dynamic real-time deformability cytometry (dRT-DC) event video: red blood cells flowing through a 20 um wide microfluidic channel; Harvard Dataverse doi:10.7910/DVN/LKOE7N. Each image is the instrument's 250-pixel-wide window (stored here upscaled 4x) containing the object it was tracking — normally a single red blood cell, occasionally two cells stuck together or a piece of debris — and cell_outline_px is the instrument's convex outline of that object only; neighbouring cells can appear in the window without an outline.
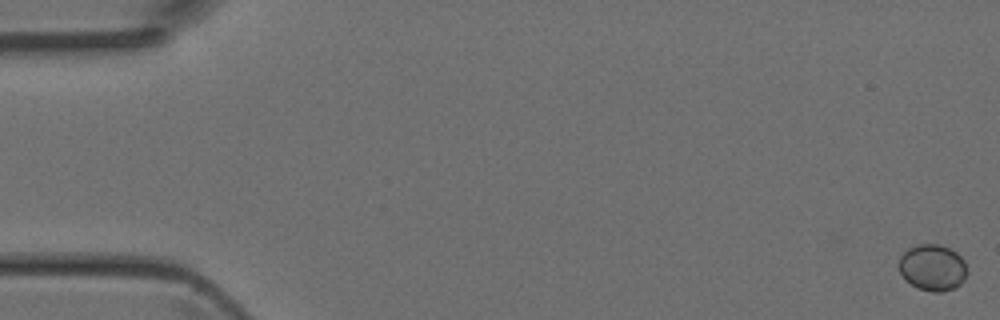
{"species": "Egyptian fruit bat (a non-hibernating species)", "species_latin": "Rousettus aegyptiacus", "temperature_condition": "room temperature", "stored_images_in_passage": 6, "camera_frame_rate_fps": 3000, "um_per_image_px": 0.085, "animal": {"sex": "female"}, "frame": {"image": 1, "passage_image": 1, "time_ms": 0.0, "image_size_px": [1000, 320], "cell_outline_px": [[968, 272], [964, 280], [956, 288], [944, 292], [932, 292], [916, 288], [904, 280], [900, 272], [900, 256], [908, 248], [916, 244], [940, 244], [956, 252], [964, 260]], "centroid_in_image_um": [79.28, 22.76], "position_along_channel_um": 5.7, "area_um2": 18.73}}
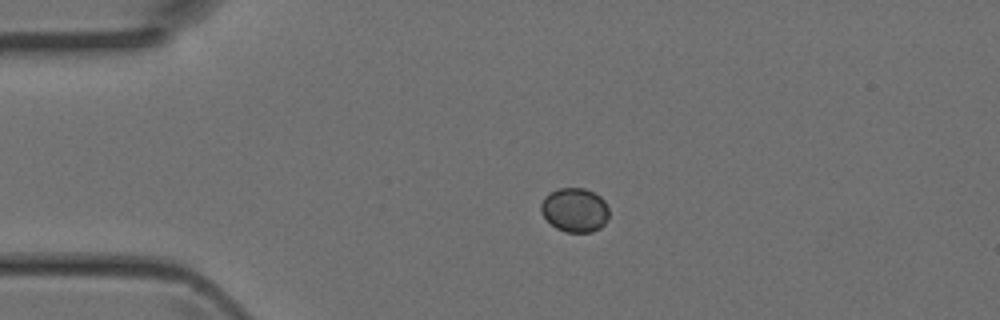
{"frame": {"image": 2, "passage_image": 4, "time_ms": 1.0, "image_size_px": [1000, 320], "cell_outline_px": [[608, 220], [600, 228], [592, 232], [564, 232], [556, 228], [540, 212], [540, 204], [544, 196], [548, 192], [560, 188], [584, 188], [600, 196], [604, 200], [608, 208]], "centroid_in_image_um": [48.84, 17.84], "position_along_channel_um": 36.2, "area_um2": 17.63}}
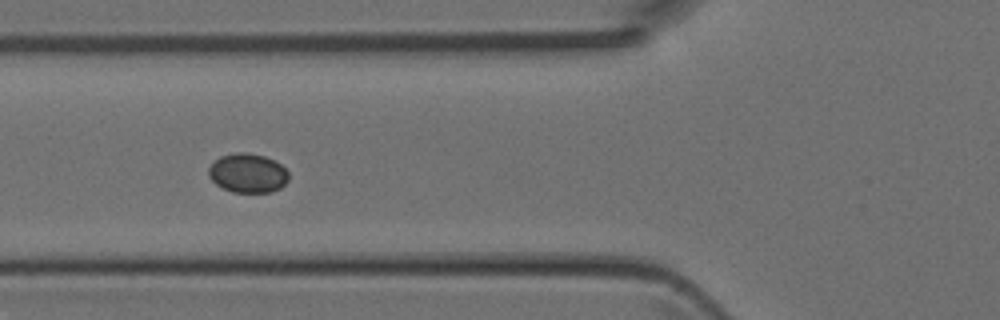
{"frame": {"image": 3, "passage_image": 6, "time_ms": 1.667, "image_size_px": [1000, 320], "cell_outline_px": [[288, 180], [280, 188], [272, 192], [232, 192], [216, 184], [208, 176], [208, 168], [220, 156], [236, 152], [248, 152], [264, 156], [280, 164], [288, 172]], "centroid_in_image_um": [21.05, 14.71], "position_along_channel_um": 104.8, "area_um2": 18.21}}